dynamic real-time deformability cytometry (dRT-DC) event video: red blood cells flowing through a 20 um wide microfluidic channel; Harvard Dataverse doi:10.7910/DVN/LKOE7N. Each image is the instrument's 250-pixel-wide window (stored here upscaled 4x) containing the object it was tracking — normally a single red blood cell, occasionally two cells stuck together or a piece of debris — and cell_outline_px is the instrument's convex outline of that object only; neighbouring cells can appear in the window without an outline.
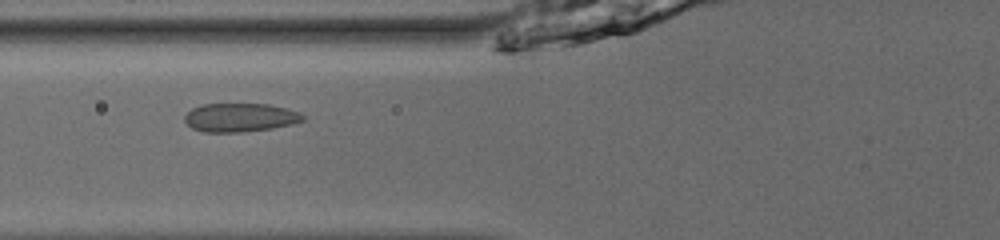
{"species": "common noctule bat (a hibernating species)", "species_latin": "Nyctalus noctula", "temperature_condition": "room temperature", "stored_images_in_passage": 36, "camera_frame_rate_fps": 3000, "um_per_image_px": 0.085, "animal": {"sex": "male", "body_mass_g": 13.0, "forearm_length_mm": 53.1}, "frame": {"image": 1, "passage_image": 6, "time_ms": 1.667, "image_size_px": [1000, 240], "cell_outline_px": [[304, 120], [292, 124], [272, 128], [244, 132], [204, 132], [192, 128], [184, 120], [184, 116], [192, 108], [204, 104], [268, 104], [300, 112], [304, 116]], "centroid_in_image_um": [20.4, 9.99], "position_along_channel_um": 105.4, "area_um2": 19.65}}
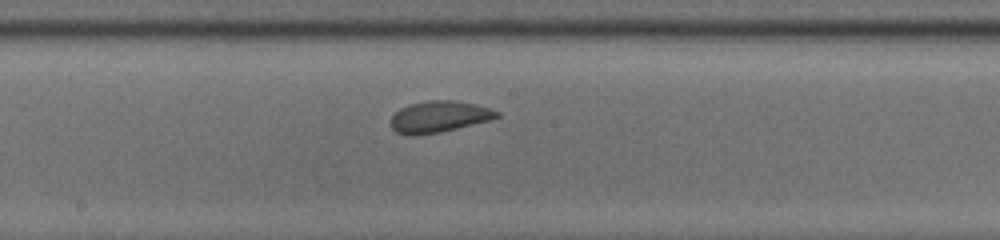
{"frame": {"image": 2, "passage_image": 14, "time_ms": 4.333, "image_size_px": [1000, 240], "cell_outline_px": [[500, 116], [492, 120], [440, 132], [416, 136], [408, 136], [396, 132], [392, 128], [392, 116], [400, 108], [408, 104], [428, 100], [456, 100], [488, 108], [500, 112]], "centroid_in_image_um": [37.31, 9.93], "position_along_channel_um": 210.9, "area_um2": 19.48}}
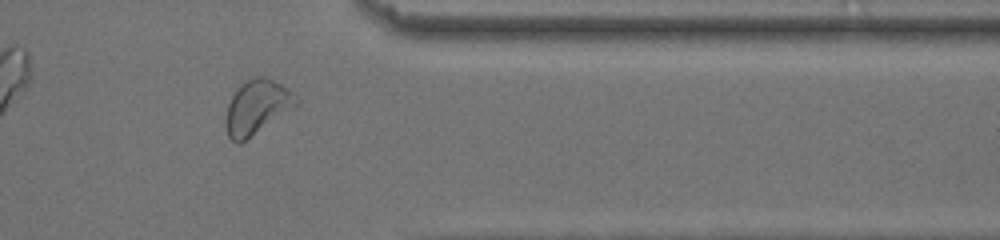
{"frame": {"image": 3, "passage_image": 28, "time_ms": 9.0, "image_size_px": [1000, 240], "cell_outline_px": [[300, 100], [296, 104], [240, 144], [236, 144], [228, 136], [224, 124], [224, 120], [228, 104], [232, 96], [240, 84], [256, 76], [264, 76], [288, 88]], "centroid_in_image_um": [21.78, 9.1], "position_along_channel_um": 389.6, "area_um2": 21.79}, "authors_computed_cell_mechanics": {"area_um2": 19.652, "velocity_mm_per_s": 3.9393, "shape_relaxation_time_tau1_ms": 2.8786, "shape_relaxation_time_tau2_ms": null, "deformation_change_tau1": 0.0747, "deformation_change_tau2": null}}